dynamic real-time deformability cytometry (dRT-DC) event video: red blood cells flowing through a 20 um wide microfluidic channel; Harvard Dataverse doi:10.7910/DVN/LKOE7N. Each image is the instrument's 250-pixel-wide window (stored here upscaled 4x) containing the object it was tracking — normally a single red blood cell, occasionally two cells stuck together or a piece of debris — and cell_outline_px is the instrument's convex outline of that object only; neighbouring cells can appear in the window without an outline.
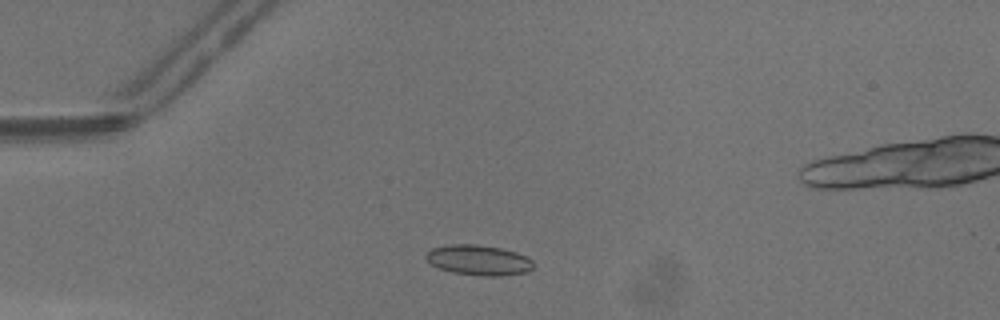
{"species": "common noctule bat (a hibernating species)", "species_latin": "Nyctalus noctula", "temperature_condition": "warm", "stored_images_in_passage": 35, "camera_frame_rate_fps": 3000, "um_per_image_px": 0.085, "animal": {"sex": "male", "body_mass_g": 13.3}, "frame": {"image": 1, "passage_image": 9, "time_ms": 2.667, "image_size_px": [1000, 320], "cell_outline_px": [[536, 264], [528, 272], [500, 276], [480, 276], [452, 272], [440, 268], [432, 264], [424, 256], [432, 248], [448, 244], [480, 244], [500, 248], [516, 252], [532, 260]], "centroid_in_image_um": [40.71, 22.11], "position_along_channel_um": 44.3, "area_um2": 19.02}}
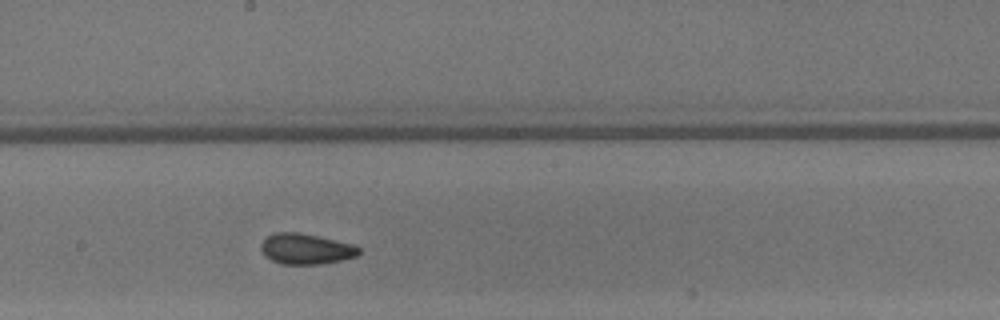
{"frame": {"image": 2, "passage_image": 23, "time_ms": 7.333, "image_size_px": [1000, 320], "cell_outline_px": [[360, 252], [356, 256], [344, 260], [324, 264], [284, 264], [272, 260], [264, 256], [260, 248], [260, 244], [268, 236], [276, 232], [300, 232], [320, 236], [356, 244], [360, 248]], "centroid_in_image_um": [26.04, 21.15], "position_along_channel_um": 222.2, "area_um2": 17.8}}
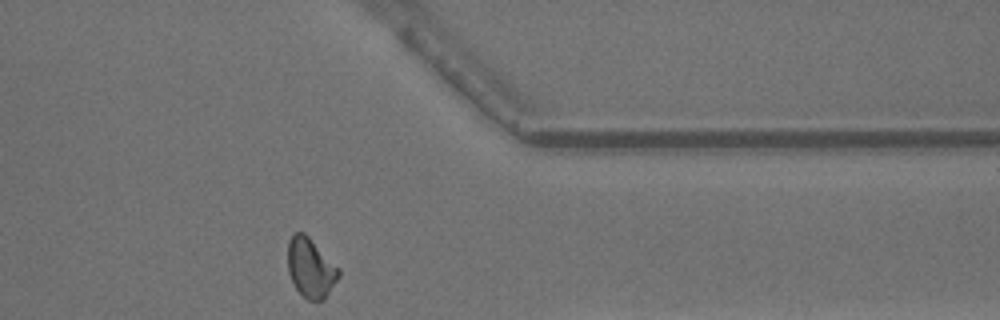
{"frame": {"image": 3, "passage_image": 35, "time_ms": 11.333, "image_size_px": [1000, 320], "cell_outline_px": [[340, 276], [324, 300], [308, 300], [292, 284], [288, 272], [288, 240], [296, 232], [304, 232], [340, 268]], "centroid_in_image_um": [26.41, 22.77], "position_along_channel_um": 385.0, "area_um2": 17.69}, "authors_computed_cell_mechanics": {"area_um2": 17.5712, "velocity_mm_per_s": 4.3554, "shape_relaxation_time_tau1_ms": null, "shape_relaxation_time_tau2_ms": 1.5843, "deformation_change_tau1": null, "deformation_change_tau2": 0.0697}}